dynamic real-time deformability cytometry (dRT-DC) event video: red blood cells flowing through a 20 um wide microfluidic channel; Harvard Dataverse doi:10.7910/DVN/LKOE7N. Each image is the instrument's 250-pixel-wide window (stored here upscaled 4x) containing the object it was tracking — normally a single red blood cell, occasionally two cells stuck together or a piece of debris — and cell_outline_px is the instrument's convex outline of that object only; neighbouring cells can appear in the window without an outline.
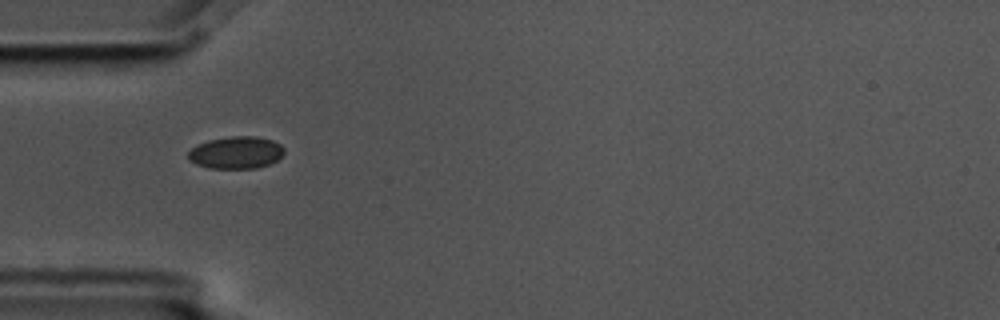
{"species": "common noctule bat (a hibernating species)", "species_latin": "Nyctalus noctula", "temperature_condition": "cold", "stored_images_in_passage": 9, "camera_frame_rate_fps": 3000, "um_per_image_px": 0.085, "animal": {"sex": "male", "body_mass_g": 17.5, "forearm_length_mm": 52.3}, "frame": {"image": 1, "passage_image": 1, "time_ms": 0.0, "image_size_px": [1000, 320], "cell_outline_px": [[284, 152], [276, 160], [268, 164], [256, 168], [208, 168], [196, 164], [188, 160], [188, 152], [196, 144], [208, 140], [232, 136], [256, 136], [272, 140], [280, 144], [284, 148]], "centroid_in_image_um": [20.03, 12.96], "position_along_channel_um": 65.0, "area_um2": 18.03}}
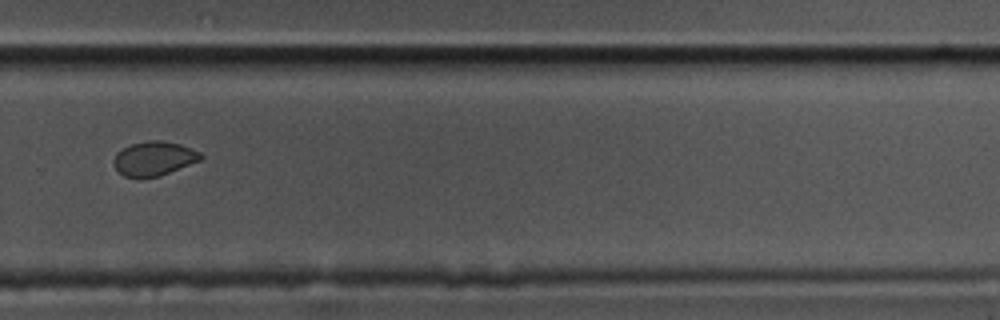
{"frame": {"image": 2, "passage_image": 7, "time_ms": 2.0, "image_size_px": [1000, 320], "cell_outline_px": [[204, 156], [200, 160], [160, 176], [140, 180], [124, 176], [116, 168], [112, 160], [116, 152], [132, 144], [148, 140], [160, 140], [180, 144], [200, 152]], "centroid_in_image_um": [13.06, 13.5], "position_along_channel_um": 316.7, "area_um2": 17.57}}
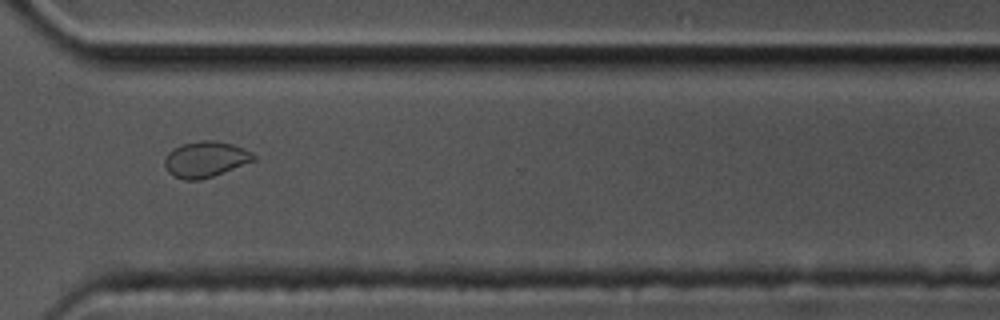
{"frame": {"image": 3, "passage_image": 8, "time_ms": 2.333, "image_size_px": [1000, 320], "cell_outline_px": [[256, 160], [212, 176], [200, 180], [184, 180], [172, 176], [168, 172], [164, 164], [164, 160], [168, 152], [172, 148], [180, 144], [200, 140], [216, 140], [232, 144], [244, 148], [252, 152], [256, 156]], "centroid_in_image_um": [17.44, 13.53], "position_along_channel_um": 353.2, "area_um2": 18.79}}